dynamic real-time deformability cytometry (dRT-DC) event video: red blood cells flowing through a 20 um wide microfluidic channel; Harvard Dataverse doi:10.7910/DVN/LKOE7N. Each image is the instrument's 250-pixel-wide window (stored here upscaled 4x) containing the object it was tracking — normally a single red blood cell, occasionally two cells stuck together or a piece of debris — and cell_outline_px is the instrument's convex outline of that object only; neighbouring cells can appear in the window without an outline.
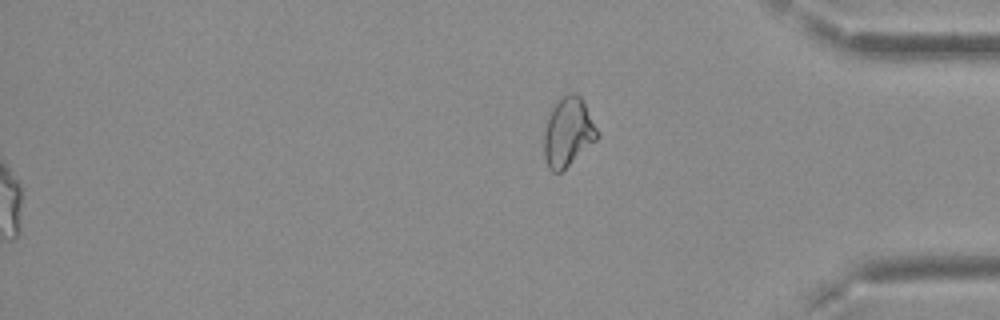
{"species": "Egyptian fruit bat (a non-hibernating species)", "species_latin": "Rousettus aegyptiacus", "temperature_condition": "cold", "stored_images_in_passage": 52, "segment_of_instrument_passage": [2, 2], "camera_frame_rate_fps": 3000, "um_per_image_px": 0.085, "frame": {"image": 1, "passage_image": 52, "time_ms": 17.0, "image_size_px": [1000, 320], "cell_outline_px": [[600, 136], [596, 140], [560, 172], [552, 172], [548, 168], [544, 156], [544, 128], [552, 104], [556, 100], [568, 92], [576, 92], [584, 100], [600, 132]], "centroid_in_image_um": [48.29, 11.16], "position_along_channel_um": 386.9, "area_um2": 21.85}}